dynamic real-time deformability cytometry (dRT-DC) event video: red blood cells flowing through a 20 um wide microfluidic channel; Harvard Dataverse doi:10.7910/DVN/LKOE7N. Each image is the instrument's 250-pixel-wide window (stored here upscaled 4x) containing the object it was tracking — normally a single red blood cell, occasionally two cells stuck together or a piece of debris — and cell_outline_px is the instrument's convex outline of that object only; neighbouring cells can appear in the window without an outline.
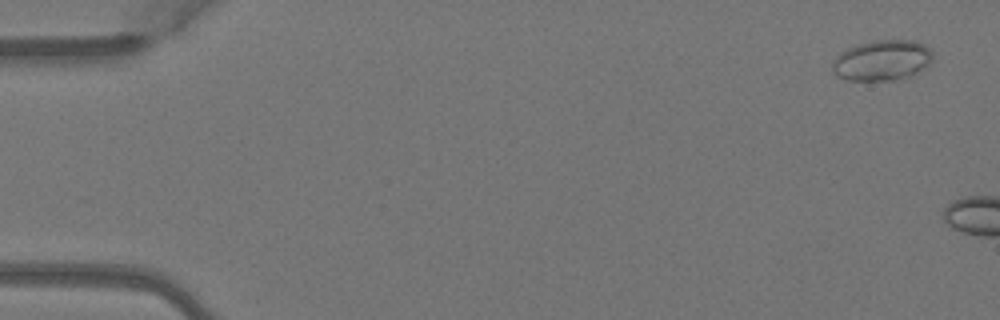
{"species": "Egyptian fruit bat (a non-hibernating species)", "species_latin": "Rousettus aegyptiacus", "temperature_condition": "warm", "stored_images_in_passage": 2, "camera_frame_rate_fps": 3000, "um_per_image_px": 0.085, "animal": {"sex": "female"}, "frame": {"image": 1, "passage_image": 1, "time_ms": 0.0, "image_size_px": [1000, 320], "cell_outline_px": [[932, 60], [928, 64], [912, 76], [896, 80], [848, 80], [836, 76], [832, 72], [832, 60], [840, 52], [856, 44], [872, 40], [916, 40], [924, 44], [932, 52]], "centroid_in_image_um": [74.95, 5.12], "position_along_channel_um": 10.1, "area_um2": 23.99}}